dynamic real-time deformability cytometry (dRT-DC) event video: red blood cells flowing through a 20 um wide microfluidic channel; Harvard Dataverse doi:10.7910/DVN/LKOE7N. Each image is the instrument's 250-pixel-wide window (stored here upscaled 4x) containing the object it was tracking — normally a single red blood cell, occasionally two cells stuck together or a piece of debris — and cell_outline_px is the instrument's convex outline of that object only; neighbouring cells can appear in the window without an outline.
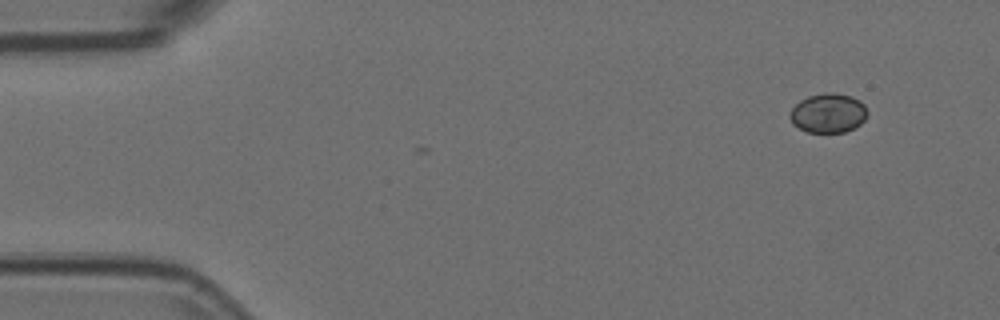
{"species": "Egyptian fruit bat (a non-hibernating species)", "species_latin": "Rousettus aegyptiacus", "temperature_condition": "room temperature", "stored_images_in_passage": 2, "camera_frame_rate_fps": 3000, "um_per_image_px": 0.085, "animal": {"sex": "female"}, "frame": {"image": 1, "passage_image": 2, "time_ms": 0.333, "image_size_px": [1000, 320], "cell_outline_px": [[868, 112], [864, 120], [856, 128], [844, 132], [808, 132], [792, 124], [788, 116], [788, 112], [800, 100], [808, 96], [824, 92], [836, 92], [852, 96], [860, 100], [864, 104]], "centroid_in_image_um": [70.39, 9.6], "position_along_channel_um": 14.6, "area_um2": 18.09}}